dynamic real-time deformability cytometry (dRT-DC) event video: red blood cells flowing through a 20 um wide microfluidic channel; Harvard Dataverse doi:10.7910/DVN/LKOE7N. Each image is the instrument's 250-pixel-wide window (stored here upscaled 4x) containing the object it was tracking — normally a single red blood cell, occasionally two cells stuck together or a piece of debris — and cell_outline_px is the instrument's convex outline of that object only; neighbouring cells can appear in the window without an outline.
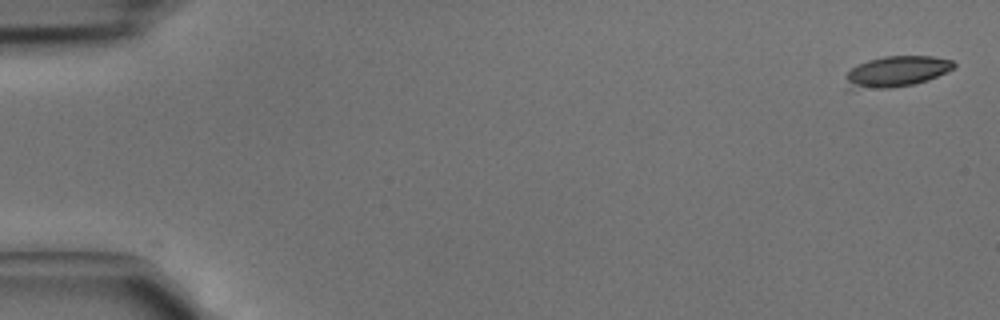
{"species": "common noctule bat (a hibernating species)", "species_latin": "Nyctalus noctula", "temperature_condition": "cold", "stored_images_in_passage": 4, "camera_frame_rate_fps": 3000, "um_per_image_px": 0.085, "animal": {"sex": "male", "body_mass_g": 15.6}, "frame": {"image": 1, "passage_image": 1, "time_ms": 0.0, "image_size_px": [1000, 320], "cell_outline_px": [[956, 68], [928, 80], [916, 84], [892, 88], [844, 92], [844, 88], [848, 72], [856, 64], [868, 60], [884, 56], [932, 56], [952, 60], [956, 64]], "centroid_in_image_um": [76.11, 6.13], "position_along_channel_um": 8.9, "area_um2": 20.29}}